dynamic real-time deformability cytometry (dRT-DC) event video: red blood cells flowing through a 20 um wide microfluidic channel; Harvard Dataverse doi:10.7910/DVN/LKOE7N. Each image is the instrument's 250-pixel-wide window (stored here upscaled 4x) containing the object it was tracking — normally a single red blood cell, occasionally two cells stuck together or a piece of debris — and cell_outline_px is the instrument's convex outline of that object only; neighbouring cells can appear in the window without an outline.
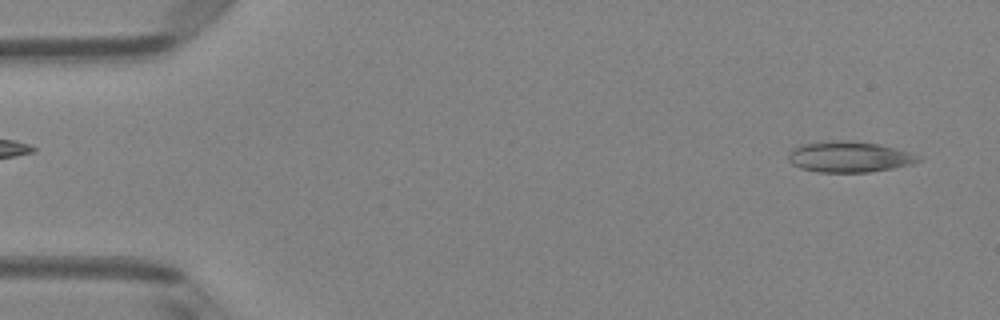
{"species": "Egyptian fruit bat (a non-hibernating species)", "species_latin": "Rousettus aegyptiacus", "temperature_condition": "room temperature", "stored_images_in_passage": 49, "camera_frame_rate_fps": 3000, "um_per_image_px": 0.085, "animal": {"sex": "female"}, "frame": {"image": 1, "passage_image": 2, "time_ms": 0.333, "image_size_px": [1000, 320], "cell_outline_px": [[924, 160], [912, 164], [892, 168], [868, 172], [816, 172], [800, 168], [792, 164], [788, 160], [788, 152], [792, 148], [800, 144], [828, 140], [852, 140], [880, 144], [896, 148], [924, 156]], "centroid_in_image_um": [72.2, 13.31], "position_along_channel_um": 12.8, "area_um2": 23.93}}
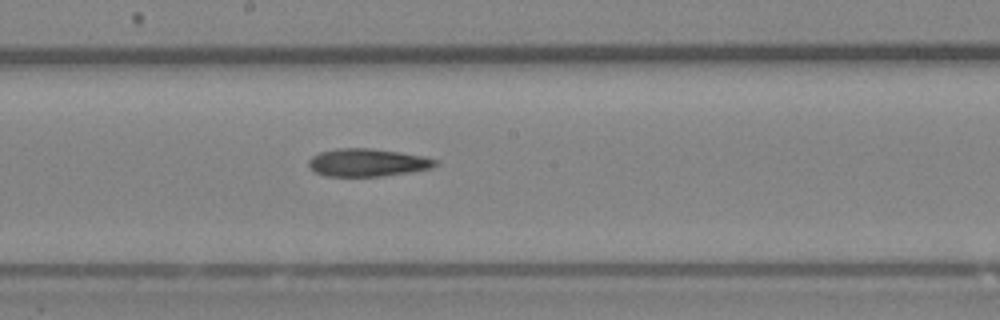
{"frame": {"image": 2, "passage_image": 26, "time_ms": 8.333, "image_size_px": [1000, 320], "cell_outline_px": [[440, 164], [432, 168], [412, 172], [380, 176], [324, 176], [316, 172], [308, 164], [308, 160], [312, 156], [320, 152], [336, 148], [372, 148], [400, 152], [424, 156], [440, 160]], "centroid_in_image_um": [31.29, 13.81], "position_along_channel_um": 216.9, "area_um2": 20.75}}
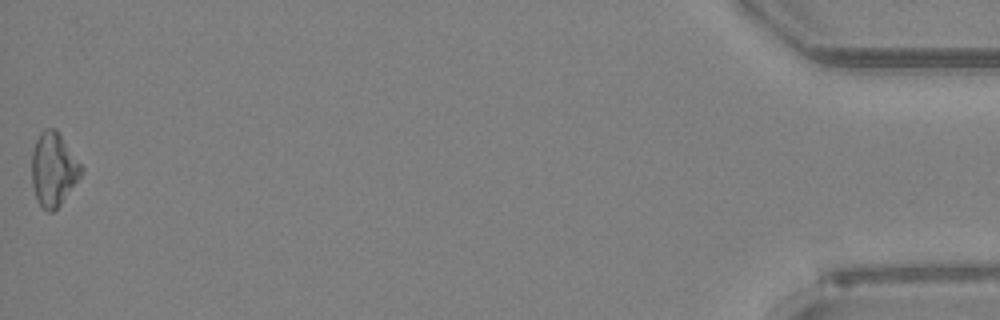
{"frame": {"image": 3, "passage_image": 49, "time_ms": 16.0, "image_size_px": [1000, 320], "cell_outline_px": [[84, 172], [60, 204], [52, 212], [48, 212], [36, 200], [32, 184], [32, 152], [36, 140], [40, 132], [44, 128], [56, 128], [84, 168]], "centroid_in_image_um": [4.55, 14.37], "position_along_channel_um": 430.7, "area_um2": 21.21}, "authors_computed_cell_mechanics": {"area_um2": 21.097, "velocity_mm_per_s": 4.0486, "shape_relaxation_time_tau1_ms": 8.4943, "shape_relaxation_time_tau2_ms": 5.8576, "deformation_change_tau1": 0.1408, "deformation_change_tau2": 0.1843}}